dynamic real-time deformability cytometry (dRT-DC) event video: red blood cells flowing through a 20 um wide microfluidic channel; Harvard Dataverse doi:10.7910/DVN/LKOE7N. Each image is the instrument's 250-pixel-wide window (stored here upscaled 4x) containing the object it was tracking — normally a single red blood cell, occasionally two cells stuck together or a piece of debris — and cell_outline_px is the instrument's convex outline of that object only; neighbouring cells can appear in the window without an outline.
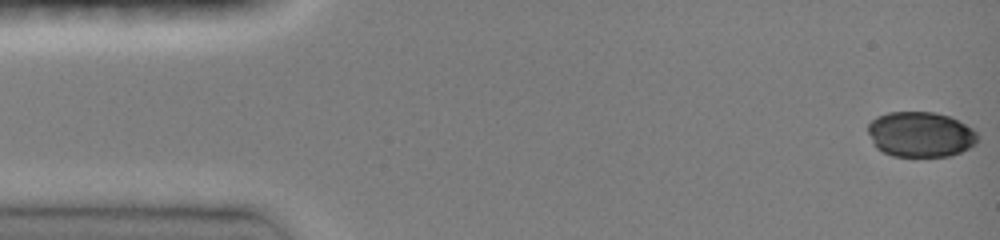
{"species": "common noctule bat (a hibernating species)", "species_latin": "Nyctalus noctula", "temperature_condition": "room temperature", "stored_images_in_passage": 48, "camera_frame_rate_fps": 3000, "um_per_image_px": 0.085, "animal": {"sex": "female", "body_mass_g": 19.0, "forearm_length_mm": 51.5}, "frame": {"image": 1, "passage_image": 1, "time_ms": 0.0, "image_size_px": [1000, 240], "cell_outline_px": [[980, 136], [976, 144], [960, 152], [948, 156], [892, 156], [876, 148], [872, 144], [868, 132], [868, 124], [876, 116], [888, 112], [936, 112], [948, 116], [972, 128]], "centroid_in_image_um": [78.22, 11.42], "position_along_channel_um": 6.8, "area_um2": 29.07}}